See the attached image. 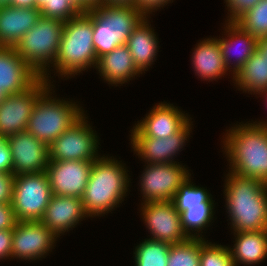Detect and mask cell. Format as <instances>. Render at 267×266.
Masks as SVG:
<instances>
[{
    "mask_svg": "<svg viewBox=\"0 0 267 266\" xmlns=\"http://www.w3.org/2000/svg\"><path fill=\"white\" fill-rule=\"evenodd\" d=\"M192 123L189 120L177 133L167 138L130 137V145L146 164L175 163L173 157L184 147L192 131Z\"/></svg>",
    "mask_w": 267,
    "mask_h": 266,
    "instance_id": "obj_17",
    "label": "cell"
},
{
    "mask_svg": "<svg viewBox=\"0 0 267 266\" xmlns=\"http://www.w3.org/2000/svg\"><path fill=\"white\" fill-rule=\"evenodd\" d=\"M225 25L224 33L226 34L224 35H226L227 37L225 36V38L223 37L222 39H220L219 37L217 39L224 63L229 70L228 72L232 71L233 73L231 72V74L235 76L243 67V65L248 61V59L254 54V51L257 48L258 39L248 31H245L234 21H226ZM236 43L239 44L238 47L240 46V51L237 56H234L235 58L237 57L236 60L231 61V59L233 58L231 56V49L232 46L234 47V45H236Z\"/></svg>",
    "mask_w": 267,
    "mask_h": 266,
    "instance_id": "obj_20",
    "label": "cell"
},
{
    "mask_svg": "<svg viewBox=\"0 0 267 266\" xmlns=\"http://www.w3.org/2000/svg\"><path fill=\"white\" fill-rule=\"evenodd\" d=\"M0 171L12 172V156L6 138L0 136Z\"/></svg>",
    "mask_w": 267,
    "mask_h": 266,
    "instance_id": "obj_38",
    "label": "cell"
},
{
    "mask_svg": "<svg viewBox=\"0 0 267 266\" xmlns=\"http://www.w3.org/2000/svg\"><path fill=\"white\" fill-rule=\"evenodd\" d=\"M40 16L38 8L0 7V46L15 47Z\"/></svg>",
    "mask_w": 267,
    "mask_h": 266,
    "instance_id": "obj_21",
    "label": "cell"
},
{
    "mask_svg": "<svg viewBox=\"0 0 267 266\" xmlns=\"http://www.w3.org/2000/svg\"><path fill=\"white\" fill-rule=\"evenodd\" d=\"M85 115L49 145L50 161H95L100 157L99 138Z\"/></svg>",
    "mask_w": 267,
    "mask_h": 266,
    "instance_id": "obj_9",
    "label": "cell"
},
{
    "mask_svg": "<svg viewBox=\"0 0 267 266\" xmlns=\"http://www.w3.org/2000/svg\"><path fill=\"white\" fill-rule=\"evenodd\" d=\"M145 166L139 182L143 203L172 201L178 188L191 176L179 162Z\"/></svg>",
    "mask_w": 267,
    "mask_h": 266,
    "instance_id": "obj_10",
    "label": "cell"
},
{
    "mask_svg": "<svg viewBox=\"0 0 267 266\" xmlns=\"http://www.w3.org/2000/svg\"><path fill=\"white\" fill-rule=\"evenodd\" d=\"M233 83L238 90L257 94L267 89V60L256 49L238 73L233 76Z\"/></svg>",
    "mask_w": 267,
    "mask_h": 266,
    "instance_id": "obj_26",
    "label": "cell"
},
{
    "mask_svg": "<svg viewBox=\"0 0 267 266\" xmlns=\"http://www.w3.org/2000/svg\"><path fill=\"white\" fill-rule=\"evenodd\" d=\"M15 175L0 171V203L12 204Z\"/></svg>",
    "mask_w": 267,
    "mask_h": 266,
    "instance_id": "obj_34",
    "label": "cell"
},
{
    "mask_svg": "<svg viewBox=\"0 0 267 266\" xmlns=\"http://www.w3.org/2000/svg\"><path fill=\"white\" fill-rule=\"evenodd\" d=\"M235 243L229 247L235 266L255 265L267 258V230L233 233ZM240 263V264H239Z\"/></svg>",
    "mask_w": 267,
    "mask_h": 266,
    "instance_id": "obj_25",
    "label": "cell"
},
{
    "mask_svg": "<svg viewBox=\"0 0 267 266\" xmlns=\"http://www.w3.org/2000/svg\"><path fill=\"white\" fill-rule=\"evenodd\" d=\"M234 22L257 39L267 37V0L259 1Z\"/></svg>",
    "mask_w": 267,
    "mask_h": 266,
    "instance_id": "obj_31",
    "label": "cell"
},
{
    "mask_svg": "<svg viewBox=\"0 0 267 266\" xmlns=\"http://www.w3.org/2000/svg\"><path fill=\"white\" fill-rule=\"evenodd\" d=\"M97 59L93 43L92 15L81 12L64 22L58 53L52 67L58 77H75L89 67L95 68Z\"/></svg>",
    "mask_w": 267,
    "mask_h": 266,
    "instance_id": "obj_4",
    "label": "cell"
},
{
    "mask_svg": "<svg viewBox=\"0 0 267 266\" xmlns=\"http://www.w3.org/2000/svg\"><path fill=\"white\" fill-rule=\"evenodd\" d=\"M171 1L173 2V0H137V8L146 16H149L152 12L171 3Z\"/></svg>",
    "mask_w": 267,
    "mask_h": 266,
    "instance_id": "obj_39",
    "label": "cell"
},
{
    "mask_svg": "<svg viewBox=\"0 0 267 266\" xmlns=\"http://www.w3.org/2000/svg\"><path fill=\"white\" fill-rule=\"evenodd\" d=\"M258 94H259V95L261 94L262 96L264 95V96L266 97V96H267V89H265V90H263V91H261V92H258L256 95H258ZM265 99L267 100V97H266ZM266 102H267V101H266Z\"/></svg>",
    "mask_w": 267,
    "mask_h": 266,
    "instance_id": "obj_48",
    "label": "cell"
},
{
    "mask_svg": "<svg viewBox=\"0 0 267 266\" xmlns=\"http://www.w3.org/2000/svg\"><path fill=\"white\" fill-rule=\"evenodd\" d=\"M12 156L14 175L46 171L49 164V146L27 131L6 138Z\"/></svg>",
    "mask_w": 267,
    "mask_h": 266,
    "instance_id": "obj_14",
    "label": "cell"
},
{
    "mask_svg": "<svg viewBox=\"0 0 267 266\" xmlns=\"http://www.w3.org/2000/svg\"><path fill=\"white\" fill-rule=\"evenodd\" d=\"M10 6L17 8H36V0H10Z\"/></svg>",
    "mask_w": 267,
    "mask_h": 266,
    "instance_id": "obj_41",
    "label": "cell"
},
{
    "mask_svg": "<svg viewBox=\"0 0 267 266\" xmlns=\"http://www.w3.org/2000/svg\"><path fill=\"white\" fill-rule=\"evenodd\" d=\"M95 68L98 69L102 80L114 86L127 83L136 75L142 74L135 66L126 45L116 47L113 51L98 57Z\"/></svg>",
    "mask_w": 267,
    "mask_h": 266,
    "instance_id": "obj_22",
    "label": "cell"
},
{
    "mask_svg": "<svg viewBox=\"0 0 267 266\" xmlns=\"http://www.w3.org/2000/svg\"><path fill=\"white\" fill-rule=\"evenodd\" d=\"M51 85L41 77L31 88L7 95L0 103V136L7 138L26 131L28 120L40 95Z\"/></svg>",
    "mask_w": 267,
    "mask_h": 266,
    "instance_id": "obj_11",
    "label": "cell"
},
{
    "mask_svg": "<svg viewBox=\"0 0 267 266\" xmlns=\"http://www.w3.org/2000/svg\"><path fill=\"white\" fill-rule=\"evenodd\" d=\"M100 156L93 162L86 189L81 197L89 217L105 216L122 204L127 196L130 178L128 170L115 158Z\"/></svg>",
    "mask_w": 267,
    "mask_h": 266,
    "instance_id": "obj_3",
    "label": "cell"
},
{
    "mask_svg": "<svg viewBox=\"0 0 267 266\" xmlns=\"http://www.w3.org/2000/svg\"><path fill=\"white\" fill-rule=\"evenodd\" d=\"M92 7L102 5L104 0H86Z\"/></svg>",
    "mask_w": 267,
    "mask_h": 266,
    "instance_id": "obj_44",
    "label": "cell"
},
{
    "mask_svg": "<svg viewBox=\"0 0 267 266\" xmlns=\"http://www.w3.org/2000/svg\"><path fill=\"white\" fill-rule=\"evenodd\" d=\"M192 54V66L199 78L213 81L227 73L217 37L200 41Z\"/></svg>",
    "mask_w": 267,
    "mask_h": 266,
    "instance_id": "obj_24",
    "label": "cell"
},
{
    "mask_svg": "<svg viewBox=\"0 0 267 266\" xmlns=\"http://www.w3.org/2000/svg\"><path fill=\"white\" fill-rule=\"evenodd\" d=\"M92 15L93 43L97 58L126 45L132 31L146 15L137 7L98 5Z\"/></svg>",
    "mask_w": 267,
    "mask_h": 266,
    "instance_id": "obj_5",
    "label": "cell"
},
{
    "mask_svg": "<svg viewBox=\"0 0 267 266\" xmlns=\"http://www.w3.org/2000/svg\"><path fill=\"white\" fill-rule=\"evenodd\" d=\"M13 229L0 230V260L11 259Z\"/></svg>",
    "mask_w": 267,
    "mask_h": 266,
    "instance_id": "obj_37",
    "label": "cell"
},
{
    "mask_svg": "<svg viewBox=\"0 0 267 266\" xmlns=\"http://www.w3.org/2000/svg\"><path fill=\"white\" fill-rule=\"evenodd\" d=\"M40 78L14 47L0 46V89L6 95L28 90Z\"/></svg>",
    "mask_w": 267,
    "mask_h": 266,
    "instance_id": "obj_18",
    "label": "cell"
},
{
    "mask_svg": "<svg viewBox=\"0 0 267 266\" xmlns=\"http://www.w3.org/2000/svg\"><path fill=\"white\" fill-rule=\"evenodd\" d=\"M10 6V0H0V7Z\"/></svg>",
    "mask_w": 267,
    "mask_h": 266,
    "instance_id": "obj_46",
    "label": "cell"
},
{
    "mask_svg": "<svg viewBox=\"0 0 267 266\" xmlns=\"http://www.w3.org/2000/svg\"><path fill=\"white\" fill-rule=\"evenodd\" d=\"M225 201L234 233L267 230V183L228 172Z\"/></svg>",
    "mask_w": 267,
    "mask_h": 266,
    "instance_id": "obj_2",
    "label": "cell"
},
{
    "mask_svg": "<svg viewBox=\"0 0 267 266\" xmlns=\"http://www.w3.org/2000/svg\"><path fill=\"white\" fill-rule=\"evenodd\" d=\"M256 49L267 60V37H262V38L258 39Z\"/></svg>",
    "mask_w": 267,
    "mask_h": 266,
    "instance_id": "obj_43",
    "label": "cell"
},
{
    "mask_svg": "<svg viewBox=\"0 0 267 266\" xmlns=\"http://www.w3.org/2000/svg\"><path fill=\"white\" fill-rule=\"evenodd\" d=\"M71 3L80 11L88 12L93 7L86 0H70Z\"/></svg>",
    "mask_w": 267,
    "mask_h": 266,
    "instance_id": "obj_42",
    "label": "cell"
},
{
    "mask_svg": "<svg viewBox=\"0 0 267 266\" xmlns=\"http://www.w3.org/2000/svg\"><path fill=\"white\" fill-rule=\"evenodd\" d=\"M200 266H235L229 246L206 240L200 248Z\"/></svg>",
    "mask_w": 267,
    "mask_h": 266,
    "instance_id": "obj_32",
    "label": "cell"
},
{
    "mask_svg": "<svg viewBox=\"0 0 267 266\" xmlns=\"http://www.w3.org/2000/svg\"><path fill=\"white\" fill-rule=\"evenodd\" d=\"M48 0H36V8L40 9Z\"/></svg>",
    "mask_w": 267,
    "mask_h": 266,
    "instance_id": "obj_45",
    "label": "cell"
},
{
    "mask_svg": "<svg viewBox=\"0 0 267 266\" xmlns=\"http://www.w3.org/2000/svg\"><path fill=\"white\" fill-rule=\"evenodd\" d=\"M63 27V21L41 15L14 47L19 56L48 82L52 78L48 71L56 60Z\"/></svg>",
    "mask_w": 267,
    "mask_h": 266,
    "instance_id": "obj_7",
    "label": "cell"
},
{
    "mask_svg": "<svg viewBox=\"0 0 267 266\" xmlns=\"http://www.w3.org/2000/svg\"><path fill=\"white\" fill-rule=\"evenodd\" d=\"M17 222L12 205L0 203V230L14 229Z\"/></svg>",
    "mask_w": 267,
    "mask_h": 266,
    "instance_id": "obj_36",
    "label": "cell"
},
{
    "mask_svg": "<svg viewBox=\"0 0 267 266\" xmlns=\"http://www.w3.org/2000/svg\"><path fill=\"white\" fill-rule=\"evenodd\" d=\"M39 11L44 17L58 19L63 22H67L81 13L70 0H48V3H45Z\"/></svg>",
    "mask_w": 267,
    "mask_h": 266,
    "instance_id": "obj_33",
    "label": "cell"
},
{
    "mask_svg": "<svg viewBox=\"0 0 267 266\" xmlns=\"http://www.w3.org/2000/svg\"><path fill=\"white\" fill-rule=\"evenodd\" d=\"M191 176L178 188L174 195L172 202L175 205L176 210L180 214L183 211L189 209V207L195 206H215V200L207 189L203 187L195 186L191 183Z\"/></svg>",
    "mask_w": 267,
    "mask_h": 266,
    "instance_id": "obj_27",
    "label": "cell"
},
{
    "mask_svg": "<svg viewBox=\"0 0 267 266\" xmlns=\"http://www.w3.org/2000/svg\"><path fill=\"white\" fill-rule=\"evenodd\" d=\"M170 246L168 242L145 239L135 247V265L167 266Z\"/></svg>",
    "mask_w": 267,
    "mask_h": 266,
    "instance_id": "obj_28",
    "label": "cell"
},
{
    "mask_svg": "<svg viewBox=\"0 0 267 266\" xmlns=\"http://www.w3.org/2000/svg\"><path fill=\"white\" fill-rule=\"evenodd\" d=\"M94 161H49L46 173L53 195L81 198Z\"/></svg>",
    "mask_w": 267,
    "mask_h": 266,
    "instance_id": "obj_15",
    "label": "cell"
},
{
    "mask_svg": "<svg viewBox=\"0 0 267 266\" xmlns=\"http://www.w3.org/2000/svg\"><path fill=\"white\" fill-rule=\"evenodd\" d=\"M57 237L41 221H18L12 234L11 258L41 260L52 252Z\"/></svg>",
    "mask_w": 267,
    "mask_h": 266,
    "instance_id": "obj_13",
    "label": "cell"
},
{
    "mask_svg": "<svg viewBox=\"0 0 267 266\" xmlns=\"http://www.w3.org/2000/svg\"><path fill=\"white\" fill-rule=\"evenodd\" d=\"M146 16L140 24L132 31L127 39L126 46L129 49L135 66L141 73H145L156 61L158 52V38L148 22ZM147 69V70H146Z\"/></svg>",
    "mask_w": 267,
    "mask_h": 266,
    "instance_id": "obj_23",
    "label": "cell"
},
{
    "mask_svg": "<svg viewBox=\"0 0 267 266\" xmlns=\"http://www.w3.org/2000/svg\"><path fill=\"white\" fill-rule=\"evenodd\" d=\"M52 190L46 171L15 175L12 208L18 221H40Z\"/></svg>",
    "mask_w": 267,
    "mask_h": 266,
    "instance_id": "obj_8",
    "label": "cell"
},
{
    "mask_svg": "<svg viewBox=\"0 0 267 266\" xmlns=\"http://www.w3.org/2000/svg\"><path fill=\"white\" fill-rule=\"evenodd\" d=\"M138 121L130 137L167 138L177 133L190 119L189 115L173 104L161 102Z\"/></svg>",
    "mask_w": 267,
    "mask_h": 266,
    "instance_id": "obj_16",
    "label": "cell"
},
{
    "mask_svg": "<svg viewBox=\"0 0 267 266\" xmlns=\"http://www.w3.org/2000/svg\"><path fill=\"white\" fill-rule=\"evenodd\" d=\"M52 86L38 98L26 128L27 132L48 146L84 115V109L75 104L77 102L52 96Z\"/></svg>",
    "mask_w": 267,
    "mask_h": 266,
    "instance_id": "obj_6",
    "label": "cell"
},
{
    "mask_svg": "<svg viewBox=\"0 0 267 266\" xmlns=\"http://www.w3.org/2000/svg\"><path fill=\"white\" fill-rule=\"evenodd\" d=\"M223 138L229 172L267 183V121L236 124Z\"/></svg>",
    "mask_w": 267,
    "mask_h": 266,
    "instance_id": "obj_1",
    "label": "cell"
},
{
    "mask_svg": "<svg viewBox=\"0 0 267 266\" xmlns=\"http://www.w3.org/2000/svg\"><path fill=\"white\" fill-rule=\"evenodd\" d=\"M261 0H225L228 9V19L226 21H235L245 11L255 6Z\"/></svg>",
    "mask_w": 267,
    "mask_h": 266,
    "instance_id": "obj_35",
    "label": "cell"
},
{
    "mask_svg": "<svg viewBox=\"0 0 267 266\" xmlns=\"http://www.w3.org/2000/svg\"><path fill=\"white\" fill-rule=\"evenodd\" d=\"M141 215L151 240L178 244L190 239L183 229L181 216L172 201L141 203Z\"/></svg>",
    "mask_w": 267,
    "mask_h": 266,
    "instance_id": "obj_12",
    "label": "cell"
},
{
    "mask_svg": "<svg viewBox=\"0 0 267 266\" xmlns=\"http://www.w3.org/2000/svg\"><path fill=\"white\" fill-rule=\"evenodd\" d=\"M104 5L137 7V0H104Z\"/></svg>",
    "mask_w": 267,
    "mask_h": 266,
    "instance_id": "obj_40",
    "label": "cell"
},
{
    "mask_svg": "<svg viewBox=\"0 0 267 266\" xmlns=\"http://www.w3.org/2000/svg\"><path fill=\"white\" fill-rule=\"evenodd\" d=\"M190 238L189 240L171 244L167 266H200V248L206 239Z\"/></svg>",
    "mask_w": 267,
    "mask_h": 266,
    "instance_id": "obj_29",
    "label": "cell"
},
{
    "mask_svg": "<svg viewBox=\"0 0 267 266\" xmlns=\"http://www.w3.org/2000/svg\"><path fill=\"white\" fill-rule=\"evenodd\" d=\"M86 217L81 198L52 195L40 221L60 238Z\"/></svg>",
    "mask_w": 267,
    "mask_h": 266,
    "instance_id": "obj_19",
    "label": "cell"
},
{
    "mask_svg": "<svg viewBox=\"0 0 267 266\" xmlns=\"http://www.w3.org/2000/svg\"><path fill=\"white\" fill-rule=\"evenodd\" d=\"M6 96L7 95L0 89V103L4 100Z\"/></svg>",
    "mask_w": 267,
    "mask_h": 266,
    "instance_id": "obj_47",
    "label": "cell"
},
{
    "mask_svg": "<svg viewBox=\"0 0 267 266\" xmlns=\"http://www.w3.org/2000/svg\"><path fill=\"white\" fill-rule=\"evenodd\" d=\"M214 207L215 206L189 207V209L180 213L183 229L190 238L203 237L202 230L209 227L214 218Z\"/></svg>",
    "mask_w": 267,
    "mask_h": 266,
    "instance_id": "obj_30",
    "label": "cell"
}]
</instances>
